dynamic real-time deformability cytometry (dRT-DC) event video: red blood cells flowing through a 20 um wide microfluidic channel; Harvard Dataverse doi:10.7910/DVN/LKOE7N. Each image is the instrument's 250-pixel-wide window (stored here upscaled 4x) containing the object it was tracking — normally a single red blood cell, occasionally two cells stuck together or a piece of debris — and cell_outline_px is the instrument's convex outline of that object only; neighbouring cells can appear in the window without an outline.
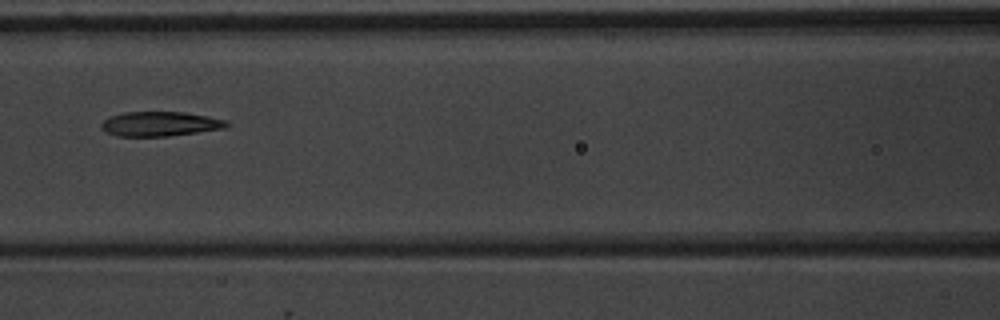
{"species": "common noctule bat (a hibernating species)", "species_latin": "Nyctalus noctula", "temperature_condition": "warm", "stored_images_in_passage": 8, "camera_frame_rate_fps": 3000, "um_per_image_px": 0.085, "animal": {"sex": "male", "body_mass_g": 20.1, "forearm_length_mm": 53.5}, "frame": {"image": 1, "passage_image": 8, "time_ms": 8.667, "image_size_px": [1000, 320], "cell_outline_px": [[228, 124], [224, 128], [168, 136], [116, 136], [104, 132], [100, 128], [100, 124], [104, 120], [112, 116], [124, 112], [184, 112], [208, 116], [224, 120]], "centroid_in_image_um": [13.53, 10.53], "position_along_channel_um": 153.1, "area_um2": 17.8}}